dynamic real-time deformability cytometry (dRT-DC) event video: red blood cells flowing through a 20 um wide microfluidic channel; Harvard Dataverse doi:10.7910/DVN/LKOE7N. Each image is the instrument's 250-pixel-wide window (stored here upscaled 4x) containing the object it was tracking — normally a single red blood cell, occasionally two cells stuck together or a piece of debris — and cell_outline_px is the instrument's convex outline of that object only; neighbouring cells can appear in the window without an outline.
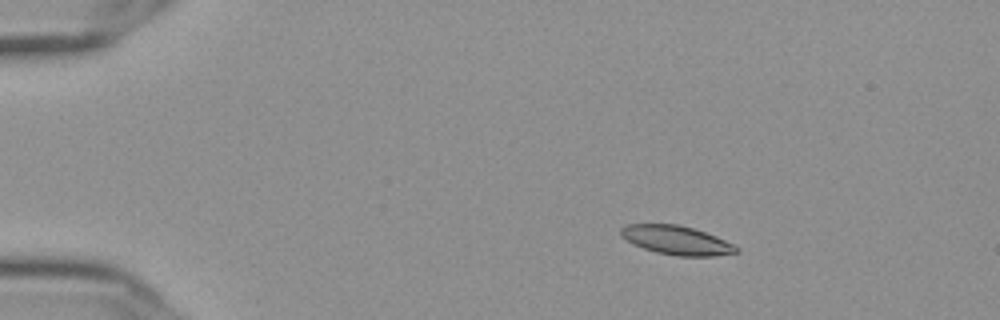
{"species": "Egyptian fruit bat (a non-hibernating species)", "species_latin": "Rousettus aegyptiacus", "temperature_condition": "cold", "stored_images_in_passage": 50, "camera_frame_rate_fps": 3000, "um_per_image_px": 0.085, "frame": {"image": 1, "passage_image": 3, "time_ms": 0.667, "image_size_px": [1000, 320], "cell_outline_px": [[740, 252], [716, 256], [676, 256], [656, 252], [632, 244], [620, 236], [620, 228], [624, 224], [676, 224], [692, 228], [716, 236], [740, 248]], "centroid_in_image_um": [57.48, 20.42], "position_along_channel_um": 27.5, "area_um2": 19.54}}
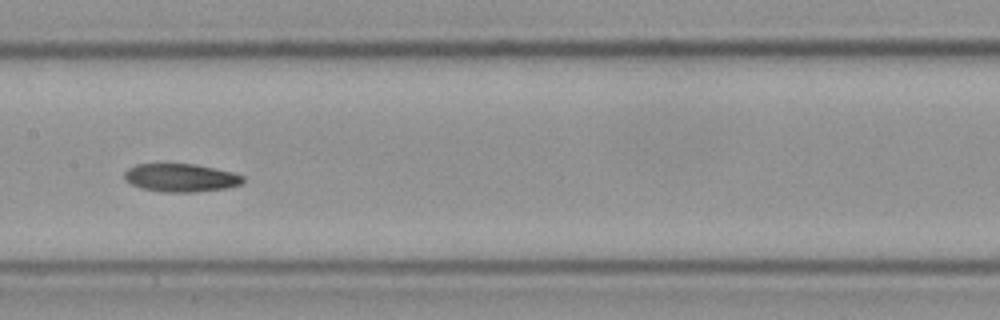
{"frame": {"image": 2, "passage_image": 23, "time_ms": 7.333, "image_size_px": [1000, 320], "cell_outline_px": [[244, 180], [240, 184], [228, 188], [196, 192], [160, 192], [140, 188], [124, 180], [124, 172], [128, 168], [136, 164], [196, 164], [232, 172], [244, 176]], "centroid_in_image_um": [15.35, 15.11], "position_along_channel_um": 192.0, "area_um2": 19.59}}
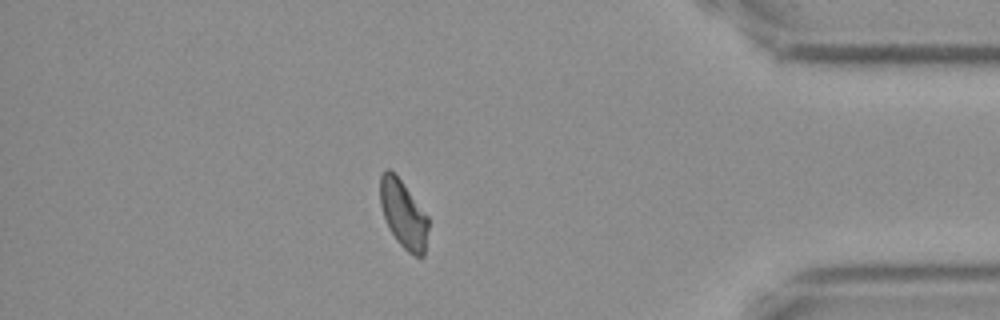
{"frame": {"image": 3, "passage_image": 43, "time_ms": 14.0, "image_size_px": [1000, 320], "cell_outline_px": [[428, 228], [424, 256], [416, 256], [408, 252], [396, 240], [384, 216], [380, 204], [380, 176], [384, 168], [388, 168], [400, 180], [428, 216]], "centroid_in_image_um": [34.28, 18.2], "position_along_channel_um": 400.9, "area_um2": 18.67}, "authors_computed_cell_mechanics": {"area_um2": 19.6231, "velocity_mm_per_s": 3.6092, "shape_relaxation_time_tau1_ms": 5.9393, "shape_relaxation_time_tau2_ms": 8.8289, "deformation_change_tau1": 0.1513, "deformation_change_tau2": 0.144}}